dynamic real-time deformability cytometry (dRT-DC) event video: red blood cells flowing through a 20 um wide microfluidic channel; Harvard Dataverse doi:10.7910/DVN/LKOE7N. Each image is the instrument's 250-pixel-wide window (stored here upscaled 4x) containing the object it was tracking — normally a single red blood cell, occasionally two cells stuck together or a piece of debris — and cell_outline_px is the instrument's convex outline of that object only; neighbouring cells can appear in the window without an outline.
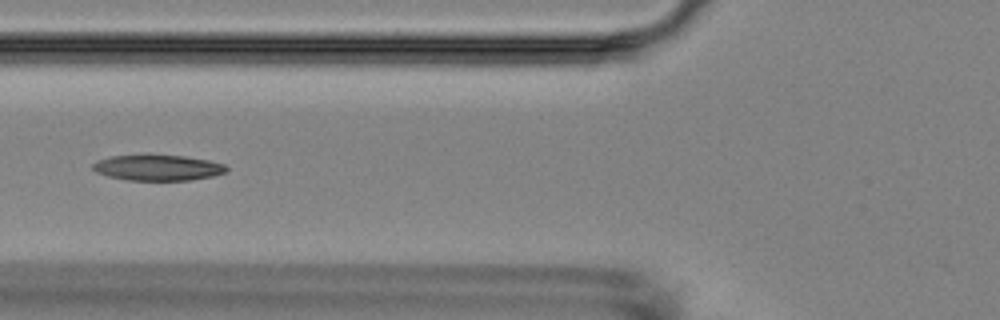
{"species": "Egyptian fruit bat (a non-hibernating species)", "species_latin": "Rousettus aegyptiacus", "temperature_condition": "room temperature", "stored_images_in_passage": 15, "camera_frame_rate_fps": 3000, "um_per_image_px": 0.085, "animal": {"sex": "female"}, "frame": {"image": 1, "passage_image": 6, "time_ms": 6.0, "image_size_px": [1000, 320], "cell_outline_px": [[228, 168], [224, 172], [212, 176], [188, 180], [128, 180], [108, 176], [96, 172], [92, 168], [92, 164], [96, 160], [112, 156], [144, 152], [148, 152], [184, 156], [208, 160], [224, 164]], "centroid_in_image_um": [13.34, 14.2], "position_along_channel_um": 112.5, "area_um2": 20.69}}
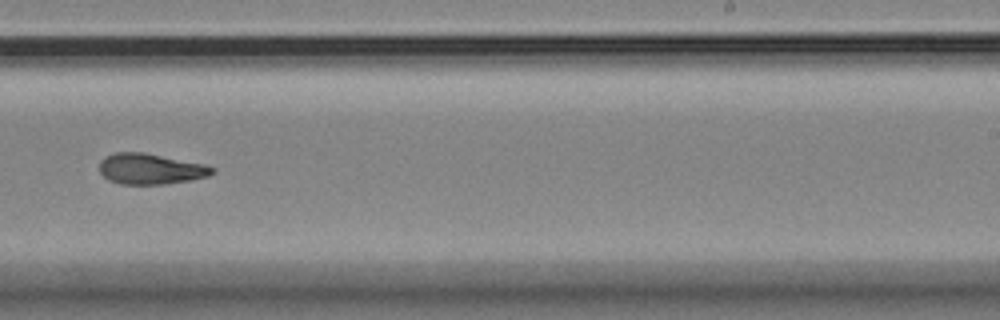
{"frame": {"image": 2, "passage_image": 10, "time_ms": 10.667, "image_size_px": [1000, 320], "cell_outline_px": [[216, 172], [208, 176], [188, 180], [164, 184], [120, 184], [108, 180], [100, 172], [100, 160], [104, 156], [116, 152], [144, 152], [204, 164], [216, 168]], "centroid_in_image_um": [12.78, 14.35], "position_along_channel_um": 276.2, "area_um2": 20.23}}
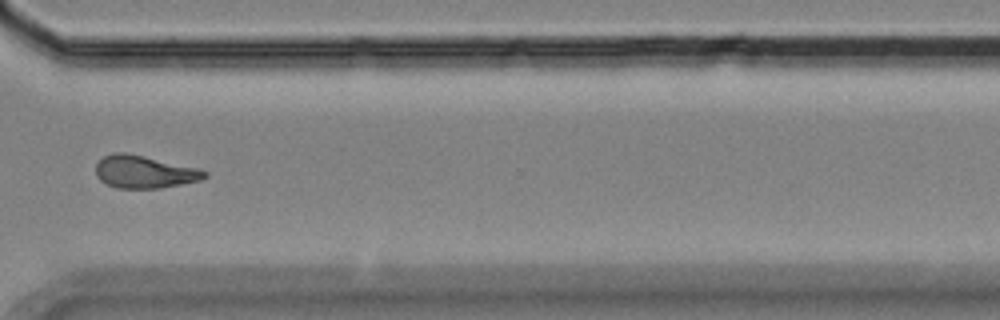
{"frame": {"image": 3, "passage_image": 12, "time_ms": 13.0, "image_size_px": [1000, 320], "cell_outline_px": [[208, 176], [200, 180], [160, 188], [116, 188], [100, 180], [96, 176], [96, 164], [104, 156], [112, 152], [124, 152], [144, 156], [200, 168], [208, 172]], "centroid_in_image_um": [12.27, 14.6], "position_along_channel_um": 358.3, "area_um2": 20.69}, "authors_computed_cell_mechanics": {"area_um2": 20.4612, "velocity_mm_per_s": 3.5189, "shape_relaxation_time_tau1_ms": null, "shape_relaxation_time_tau2_ms": 4.0863, "deformation_change_tau1": null, "deformation_change_tau2": 0.1271}}